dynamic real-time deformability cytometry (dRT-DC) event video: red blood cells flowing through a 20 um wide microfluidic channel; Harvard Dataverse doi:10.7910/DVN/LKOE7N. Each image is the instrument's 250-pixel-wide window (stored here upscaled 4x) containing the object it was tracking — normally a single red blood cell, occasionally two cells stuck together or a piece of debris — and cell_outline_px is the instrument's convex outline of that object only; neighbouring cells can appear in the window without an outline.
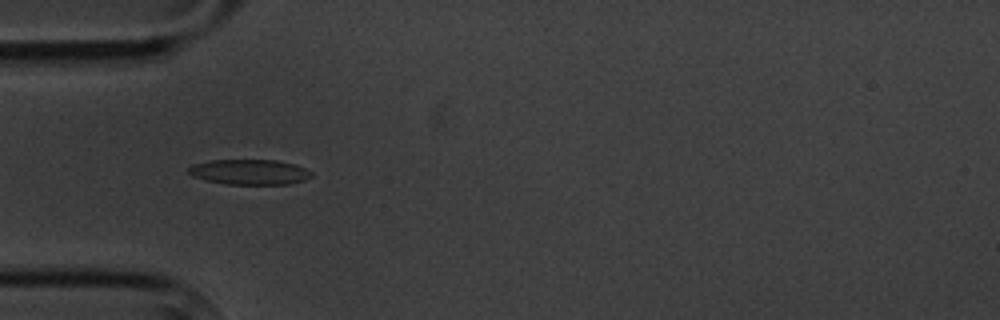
{"species": "common noctule bat (a hibernating species)", "species_latin": "Nyctalus noctula", "temperature_condition": "cold", "stored_images_in_passage": 4, "camera_frame_rate_fps": 3000, "um_per_image_px": 0.085, "animal": {"sex": "male", "body_mass_g": 20.1, "forearm_length_mm": 53.5}, "frame": {"image": 1, "passage_image": 4, "time_ms": 3.333, "image_size_px": [1000, 320], "cell_outline_px": [[312, 176], [304, 180], [288, 184], [228, 184], [204, 180], [192, 176], [188, 172], [188, 168], [192, 164], [208, 160], [276, 160], [296, 164], [312, 172]], "centroid_in_image_um": [21.19, 14.61], "position_along_channel_um": 63.8, "area_um2": 18.15}}